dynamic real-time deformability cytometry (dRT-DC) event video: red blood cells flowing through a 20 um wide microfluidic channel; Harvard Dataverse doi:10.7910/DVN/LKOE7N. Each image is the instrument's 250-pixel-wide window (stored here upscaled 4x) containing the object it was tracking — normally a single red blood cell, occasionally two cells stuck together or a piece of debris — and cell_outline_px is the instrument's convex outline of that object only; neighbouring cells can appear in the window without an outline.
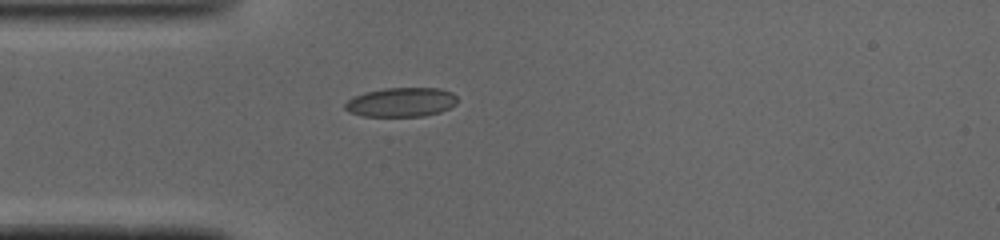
{"species": "common noctule bat (a hibernating species)", "species_latin": "Nyctalus noctula", "temperature_condition": "cold", "stored_images_in_passage": 36, "camera_frame_rate_fps": 3000, "um_per_image_px": 0.085, "animal": {"sex": "male", "body_mass_g": 19.0, "forearm_length_mm": 50.8}, "frame": {"image": 1, "passage_image": 1, "time_ms": 0.0, "image_size_px": [1000, 240], "cell_outline_px": [[456, 104], [440, 112], [424, 116], [364, 116], [348, 112], [344, 108], [344, 104], [348, 100], [364, 92], [384, 88], [440, 88], [452, 92], [456, 96]], "centroid_in_image_um": [34.09, 8.68], "position_along_channel_um": 50.9, "area_um2": 19.13}}
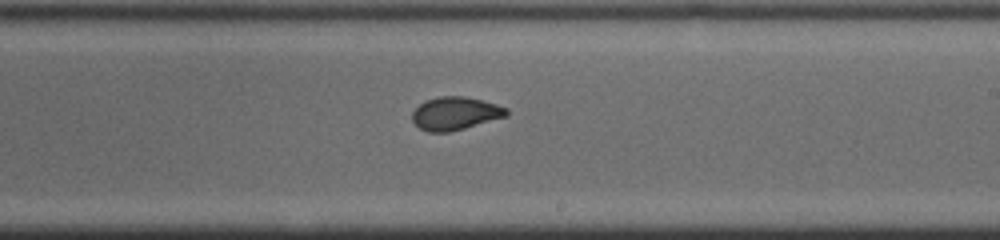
{"frame": {"image": 2, "passage_image": 16, "time_ms": 5.0, "image_size_px": [1000, 240], "cell_outline_px": [[508, 116], [464, 128], [448, 132], [428, 132], [420, 128], [412, 120], [412, 112], [424, 100], [440, 96], [464, 96], [484, 100], [508, 108]], "centroid_in_image_um": [38.71, 9.63], "position_along_channel_um": 250.3, "area_um2": 18.21}}
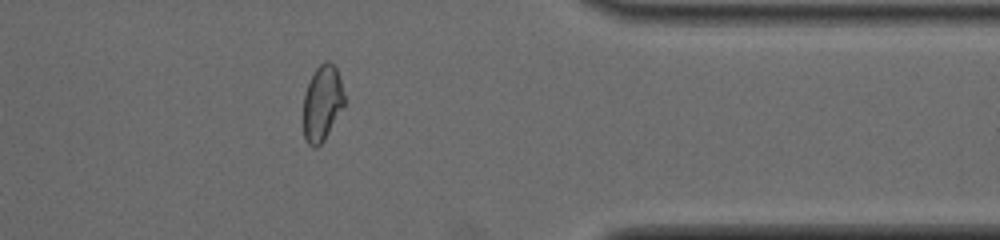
{"frame": {"image": 3, "passage_image": 27, "time_ms": 8.667, "image_size_px": [1000, 240], "cell_outline_px": [[344, 104], [324, 140], [316, 148], [312, 148], [308, 144], [304, 136], [304, 92], [316, 68], [324, 60], [328, 60], [336, 68], [340, 80], [344, 96]], "centroid_in_image_um": [27.37, 8.77], "position_along_channel_um": 384.0, "area_um2": 17.74}, "authors_computed_cell_mechanics": {"area_um2": 18.8139, "velocity_mm_per_s": 4.1095, "shape_relaxation_time_tau1_ms": 8.5258, "shape_relaxation_time_tau2_ms": 1.0581, "deformation_change_tau1": 0.2012, "deformation_change_tau2": 0.0488}}